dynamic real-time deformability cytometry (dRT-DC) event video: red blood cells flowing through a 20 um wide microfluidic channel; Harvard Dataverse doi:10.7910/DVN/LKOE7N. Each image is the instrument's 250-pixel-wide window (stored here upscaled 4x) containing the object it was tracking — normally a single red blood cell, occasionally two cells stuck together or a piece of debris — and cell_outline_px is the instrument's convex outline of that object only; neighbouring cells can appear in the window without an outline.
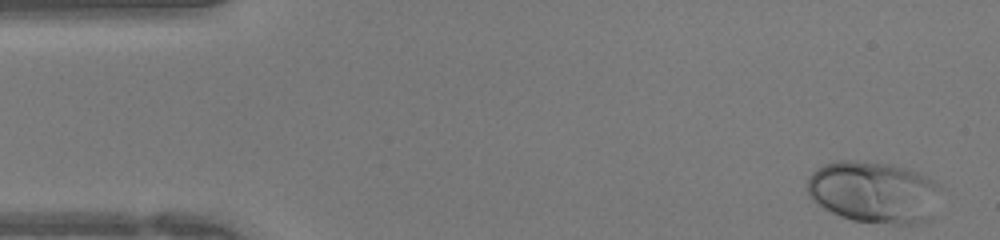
{"species": "human", "species_latin": "Homo sapiens", "temperature_condition": "warm", "stored_images_in_passage": 43, "camera_frame_rate_fps": 3000, "um_per_image_px": 0.085, "donor": {"sex": "female"}, "frame": {"image": 1, "passage_image": 1, "time_ms": 0.0, "image_size_px": [1000, 240], "cell_outline_px": [[944, 188], [932, 220], [916, 224], [896, 224], [852, 220], [840, 216], [816, 204], [808, 196], [808, 176], [816, 168], [824, 164], [836, 160], [856, 160], [892, 164], [916, 172], [932, 180]], "centroid_in_image_um": [74.32, 16.34], "position_along_channel_um": 10.7, "area_um2": 48.9}}
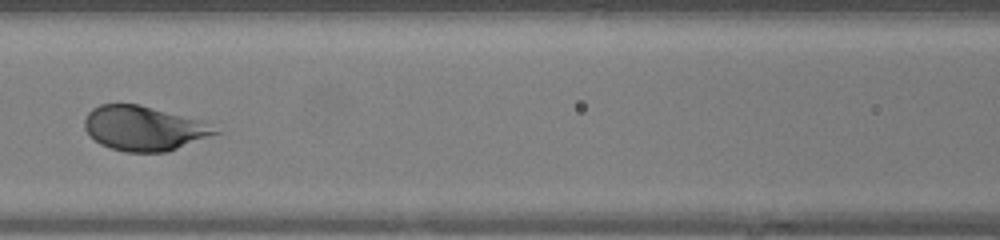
{"frame": {"image": 2, "passage_image": 18, "time_ms": 5.667, "image_size_px": [1000, 240], "cell_outline_px": [[220, 132], [168, 152], [124, 152], [100, 144], [84, 128], [84, 120], [88, 112], [92, 108], [100, 104], [140, 104], [204, 120]], "centroid_in_image_um": [12.23, 10.89], "position_along_channel_um": 154.4, "area_um2": 33.99}}
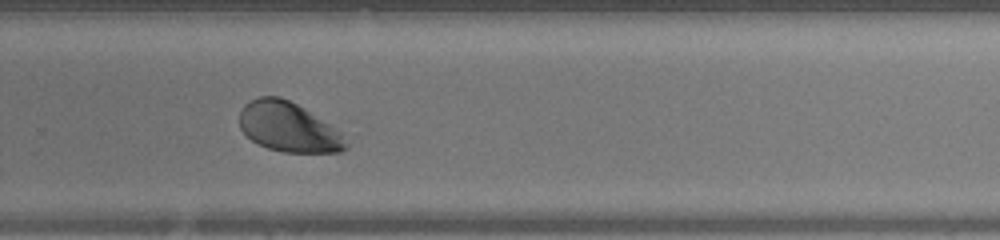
{"frame": {"image": 3, "passage_image": 28, "time_ms": 9.0, "image_size_px": [1000, 240], "cell_outline_px": [[348, 148], [340, 152], [284, 152], [268, 148], [256, 144], [240, 128], [240, 108], [244, 104], [260, 96], [280, 96], [304, 108], [344, 132], [348, 144]], "centroid_in_image_um": [24.56, 10.81], "position_along_channel_um": 305.2, "area_um2": 31.04}}